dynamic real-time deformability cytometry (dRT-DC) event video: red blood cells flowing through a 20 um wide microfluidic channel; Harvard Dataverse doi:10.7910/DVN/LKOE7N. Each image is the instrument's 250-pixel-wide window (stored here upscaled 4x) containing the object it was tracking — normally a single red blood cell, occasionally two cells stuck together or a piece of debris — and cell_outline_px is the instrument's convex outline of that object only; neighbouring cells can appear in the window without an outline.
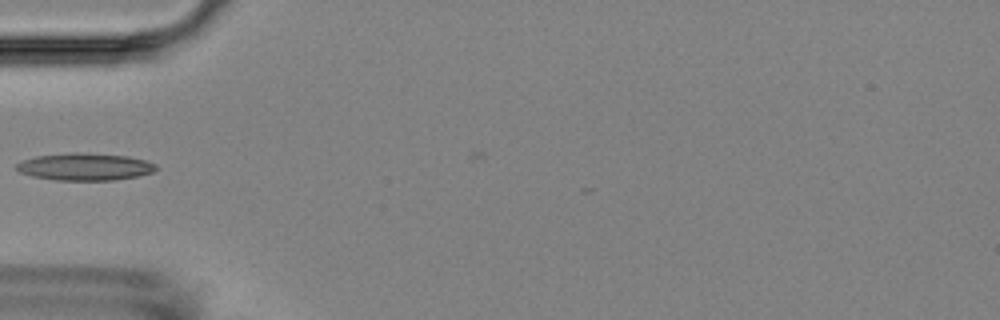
{"species": "Egyptian fruit bat (a non-hibernating species)", "species_latin": "Rousettus aegyptiacus", "temperature_condition": "room temperature", "stored_images_in_passage": 6, "camera_frame_rate_fps": 3000, "um_per_image_px": 0.085, "animal": {"sex": "female"}, "frame": {"image": 1, "passage_image": 6, "time_ms": 6.0, "image_size_px": [1000, 320], "cell_outline_px": [[156, 168], [152, 172], [136, 176], [112, 180], [56, 180], [32, 176], [20, 172], [16, 168], [16, 164], [24, 160], [36, 156], [72, 152], [88, 152], [128, 156], [144, 160], [156, 164]], "centroid_in_image_um": [7.2, 14.16], "position_along_channel_um": 77.8, "area_um2": 22.08}}